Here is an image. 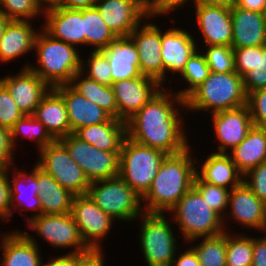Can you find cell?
<instances>
[{"label":"cell","mask_w":266,"mask_h":266,"mask_svg":"<svg viewBox=\"0 0 266 266\" xmlns=\"http://www.w3.org/2000/svg\"><path fill=\"white\" fill-rule=\"evenodd\" d=\"M184 110L185 99L179 97L173 87H162L126 121L127 137L168 155L179 154L191 147L184 126L187 121Z\"/></svg>","instance_id":"6da1fadb"},{"label":"cell","mask_w":266,"mask_h":266,"mask_svg":"<svg viewBox=\"0 0 266 266\" xmlns=\"http://www.w3.org/2000/svg\"><path fill=\"white\" fill-rule=\"evenodd\" d=\"M196 175V157L192 148L168 155L158 169L153 183L142 197L143 211L167 213L193 186Z\"/></svg>","instance_id":"7a4b0ae2"},{"label":"cell","mask_w":266,"mask_h":266,"mask_svg":"<svg viewBox=\"0 0 266 266\" xmlns=\"http://www.w3.org/2000/svg\"><path fill=\"white\" fill-rule=\"evenodd\" d=\"M34 51L36 66L26 61L22 68H30L50 88L69 84L73 76L81 71V51L52 38L42 28L35 37Z\"/></svg>","instance_id":"3957f363"},{"label":"cell","mask_w":266,"mask_h":266,"mask_svg":"<svg viewBox=\"0 0 266 266\" xmlns=\"http://www.w3.org/2000/svg\"><path fill=\"white\" fill-rule=\"evenodd\" d=\"M247 96L239 74L210 71L205 81L185 98V107L187 113L207 111L213 114L246 105Z\"/></svg>","instance_id":"277c9868"},{"label":"cell","mask_w":266,"mask_h":266,"mask_svg":"<svg viewBox=\"0 0 266 266\" xmlns=\"http://www.w3.org/2000/svg\"><path fill=\"white\" fill-rule=\"evenodd\" d=\"M166 214H171L172 224L178 225L177 232L185 245L197 238L214 237L225 232L223 219L194 186Z\"/></svg>","instance_id":"5b68a950"},{"label":"cell","mask_w":266,"mask_h":266,"mask_svg":"<svg viewBox=\"0 0 266 266\" xmlns=\"http://www.w3.org/2000/svg\"><path fill=\"white\" fill-rule=\"evenodd\" d=\"M166 213L144 212L139 220V247L147 266H170L177 251L176 231Z\"/></svg>","instance_id":"8992f818"},{"label":"cell","mask_w":266,"mask_h":266,"mask_svg":"<svg viewBox=\"0 0 266 266\" xmlns=\"http://www.w3.org/2000/svg\"><path fill=\"white\" fill-rule=\"evenodd\" d=\"M167 156L162 150L139 144L126 136L121 147L118 176L143 197Z\"/></svg>","instance_id":"52a82bcc"},{"label":"cell","mask_w":266,"mask_h":266,"mask_svg":"<svg viewBox=\"0 0 266 266\" xmlns=\"http://www.w3.org/2000/svg\"><path fill=\"white\" fill-rule=\"evenodd\" d=\"M87 195L116 221L132 222L144 211L139 196L119 176L90 183Z\"/></svg>","instance_id":"ba28073f"},{"label":"cell","mask_w":266,"mask_h":266,"mask_svg":"<svg viewBox=\"0 0 266 266\" xmlns=\"http://www.w3.org/2000/svg\"><path fill=\"white\" fill-rule=\"evenodd\" d=\"M35 164L51 175L64 189L73 195H86L90 186L82 168L71 158L66 147L59 141L42 148Z\"/></svg>","instance_id":"9c48e42d"},{"label":"cell","mask_w":266,"mask_h":266,"mask_svg":"<svg viewBox=\"0 0 266 266\" xmlns=\"http://www.w3.org/2000/svg\"><path fill=\"white\" fill-rule=\"evenodd\" d=\"M29 232L35 231L38 237L44 239L52 248L67 249V253L80 254L92 251L84 242L78 225L71 213L40 214L27 223ZM73 249L71 251V249Z\"/></svg>","instance_id":"30bf717a"},{"label":"cell","mask_w":266,"mask_h":266,"mask_svg":"<svg viewBox=\"0 0 266 266\" xmlns=\"http://www.w3.org/2000/svg\"><path fill=\"white\" fill-rule=\"evenodd\" d=\"M89 182L119 175L120 152H107L81 141L73 133L59 139Z\"/></svg>","instance_id":"8fae6325"},{"label":"cell","mask_w":266,"mask_h":266,"mask_svg":"<svg viewBox=\"0 0 266 266\" xmlns=\"http://www.w3.org/2000/svg\"><path fill=\"white\" fill-rule=\"evenodd\" d=\"M70 213L85 244L93 251L103 250L102 241L107 239L116 221L101 210L87 194L74 196Z\"/></svg>","instance_id":"7c38bea8"},{"label":"cell","mask_w":266,"mask_h":266,"mask_svg":"<svg viewBox=\"0 0 266 266\" xmlns=\"http://www.w3.org/2000/svg\"><path fill=\"white\" fill-rule=\"evenodd\" d=\"M244 229L258 230L266 233V204L262 202L242 181L229 192L228 208L223 218L225 231L231 230L229 220ZM227 227V228H226Z\"/></svg>","instance_id":"4fadbf2b"},{"label":"cell","mask_w":266,"mask_h":266,"mask_svg":"<svg viewBox=\"0 0 266 266\" xmlns=\"http://www.w3.org/2000/svg\"><path fill=\"white\" fill-rule=\"evenodd\" d=\"M161 29V51L160 55L163 62V87L167 85V73H173L172 79L179 75L187 63L188 59L201 47L197 38L192 35L193 32L186 31L185 28L178 27ZM197 39V40H195ZM198 44V45H197Z\"/></svg>","instance_id":"5bb4252c"},{"label":"cell","mask_w":266,"mask_h":266,"mask_svg":"<svg viewBox=\"0 0 266 266\" xmlns=\"http://www.w3.org/2000/svg\"><path fill=\"white\" fill-rule=\"evenodd\" d=\"M151 20H154L153 17L148 16L129 36L138 50L141 74L156 80L163 86V62L160 55L161 29Z\"/></svg>","instance_id":"9a60e30c"},{"label":"cell","mask_w":266,"mask_h":266,"mask_svg":"<svg viewBox=\"0 0 266 266\" xmlns=\"http://www.w3.org/2000/svg\"><path fill=\"white\" fill-rule=\"evenodd\" d=\"M213 132L217 140V153L228 154L237 147L253 127L249 108L246 105L210 114ZM229 150V151H228Z\"/></svg>","instance_id":"2e32d148"},{"label":"cell","mask_w":266,"mask_h":266,"mask_svg":"<svg viewBox=\"0 0 266 266\" xmlns=\"http://www.w3.org/2000/svg\"><path fill=\"white\" fill-rule=\"evenodd\" d=\"M94 7L115 36H129L148 17L140 0H96Z\"/></svg>","instance_id":"e0dca14e"},{"label":"cell","mask_w":266,"mask_h":266,"mask_svg":"<svg viewBox=\"0 0 266 266\" xmlns=\"http://www.w3.org/2000/svg\"><path fill=\"white\" fill-rule=\"evenodd\" d=\"M43 26H40L52 38L64 41L81 50L85 45L84 9L76 10L61 6L44 9Z\"/></svg>","instance_id":"ac0fdd59"},{"label":"cell","mask_w":266,"mask_h":266,"mask_svg":"<svg viewBox=\"0 0 266 266\" xmlns=\"http://www.w3.org/2000/svg\"><path fill=\"white\" fill-rule=\"evenodd\" d=\"M162 87L156 80L143 75L112 83L118 106V119L126 122Z\"/></svg>","instance_id":"d6986e66"},{"label":"cell","mask_w":266,"mask_h":266,"mask_svg":"<svg viewBox=\"0 0 266 266\" xmlns=\"http://www.w3.org/2000/svg\"><path fill=\"white\" fill-rule=\"evenodd\" d=\"M3 86L24 115H33L42 98L51 89L30 68H21L17 74H7Z\"/></svg>","instance_id":"ffe728a7"},{"label":"cell","mask_w":266,"mask_h":266,"mask_svg":"<svg viewBox=\"0 0 266 266\" xmlns=\"http://www.w3.org/2000/svg\"><path fill=\"white\" fill-rule=\"evenodd\" d=\"M193 9L196 13L193 15L195 24L205 43L203 46H231V7L195 4Z\"/></svg>","instance_id":"44dd1931"},{"label":"cell","mask_w":266,"mask_h":266,"mask_svg":"<svg viewBox=\"0 0 266 266\" xmlns=\"http://www.w3.org/2000/svg\"><path fill=\"white\" fill-rule=\"evenodd\" d=\"M0 236L1 266H42L40 245L36 234L24 230H12Z\"/></svg>","instance_id":"7402d4cb"},{"label":"cell","mask_w":266,"mask_h":266,"mask_svg":"<svg viewBox=\"0 0 266 266\" xmlns=\"http://www.w3.org/2000/svg\"><path fill=\"white\" fill-rule=\"evenodd\" d=\"M64 99L72 133L85 126L108 122L112 116L75 91L69 84L54 88Z\"/></svg>","instance_id":"603a6c76"},{"label":"cell","mask_w":266,"mask_h":266,"mask_svg":"<svg viewBox=\"0 0 266 266\" xmlns=\"http://www.w3.org/2000/svg\"><path fill=\"white\" fill-rule=\"evenodd\" d=\"M102 52L111 67L112 83L142 75L138 50L130 36H116Z\"/></svg>","instance_id":"cb8c5ba5"},{"label":"cell","mask_w":266,"mask_h":266,"mask_svg":"<svg viewBox=\"0 0 266 266\" xmlns=\"http://www.w3.org/2000/svg\"><path fill=\"white\" fill-rule=\"evenodd\" d=\"M233 49L266 45L264 14L231 6Z\"/></svg>","instance_id":"d4e9b609"},{"label":"cell","mask_w":266,"mask_h":266,"mask_svg":"<svg viewBox=\"0 0 266 266\" xmlns=\"http://www.w3.org/2000/svg\"><path fill=\"white\" fill-rule=\"evenodd\" d=\"M9 184L12 212L18 211L26 222L39 216L41 214V201L37 179L30 172L23 171L15 165L9 167ZM25 210L33 211V213L31 216L26 215L22 212Z\"/></svg>","instance_id":"484cf974"},{"label":"cell","mask_w":266,"mask_h":266,"mask_svg":"<svg viewBox=\"0 0 266 266\" xmlns=\"http://www.w3.org/2000/svg\"><path fill=\"white\" fill-rule=\"evenodd\" d=\"M195 157L196 175L202 181L229 190L243 181V175L237 170L229 154L212 151L205 160H197V155Z\"/></svg>","instance_id":"4316f807"},{"label":"cell","mask_w":266,"mask_h":266,"mask_svg":"<svg viewBox=\"0 0 266 266\" xmlns=\"http://www.w3.org/2000/svg\"><path fill=\"white\" fill-rule=\"evenodd\" d=\"M39 30L31 21L12 20L0 39V64L7 65L12 60L33 52L35 37Z\"/></svg>","instance_id":"83f0119b"},{"label":"cell","mask_w":266,"mask_h":266,"mask_svg":"<svg viewBox=\"0 0 266 266\" xmlns=\"http://www.w3.org/2000/svg\"><path fill=\"white\" fill-rule=\"evenodd\" d=\"M33 116L45 126L54 140L72 134L65 101L54 88L42 98Z\"/></svg>","instance_id":"f1b7e54d"},{"label":"cell","mask_w":266,"mask_h":266,"mask_svg":"<svg viewBox=\"0 0 266 266\" xmlns=\"http://www.w3.org/2000/svg\"><path fill=\"white\" fill-rule=\"evenodd\" d=\"M81 141L107 152H121L127 136L126 122L112 117L108 122L85 126L73 133Z\"/></svg>","instance_id":"f546056e"},{"label":"cell","mask_w":266,"mask_h":266,"mask_svg":"<svg viewBox=\"0 0 266 266\" xmlns=\"http://www.w3.org/2000/svg\"><path fill=\"white\" fill-rule=\"evenodd\" d=\"M29 172L37 179L41 201V214H65L71 212L75 195L64 189L51 175L35 164Z\"/></svg>","instance_id":"4dcf8cb0"},{"label":"cell","mask_w":266,"mask_h":266,"mask_svg":"<svg viewBox=\"0 0 266 266\" xmlns=\"http://www.w3.org/2000/svg\"><path fill=\"white\" fill-rule=\"evenodd\" d=\"M228 154L243 176L266 162V128L253 125L245 139Z\"/></svg>","instance_id":"1f68e13d"},{"label":"cell","mask_w":266,"mask_h":266,"mask_svg":"<svg viewBox=\"0 0 266 266\" xmlns=\"http://www.w3.org/2000/svg\"><path fill=\"white\" fill-rule=\"evenodd\" d=\"M69 85L79 94L104 109L112 117L118 118V106L112 86L100 84L81 71L73 76Z\"/></svg>","instance_id":"d6a6232c"},{"label":"cell","mask_w":266,"mask_h":266,"mask_svg":"<svg viewBox=\"0 0 266 266\" xmlns=\"http://www.w3.org/2000/svg\"><path fill=\"white\" fill-rule=\"evenodd\" d=\"M20 136L33 140L38 151L54 141L45 126L33 115H24L10 129V141L14 150L18 147Z\"/></svg>","instance_id":"836d02e7"},{"label":"cell","mask_w":266,"mask_h":266,"mask_svg":"<svg viewBox=\"0 0 266 266\" xmlns=\"http://www.w3.org/2000/svg\"><path fill=\"white\" fill-rule=\"evenodd\" d=\"M85 46L102 51L116 36L102 20L95 7L84 9Z\"/></svg>","instance_id":"e575fe53"},{"label":"cell","mask_w":266,"mask_h":266,"mask_svg":"<svg viewBox=\"0 0 266 266\" xmlns=\"http://www.w3.org/2000/svg\"><path fill=\"white\" fill-rule=\"evenodd\" d=\"M193 241H197V244ZM188 243L190 246L195 243L191 248L201 266H226V231L221 235L197 238Z\"/></svg>","instance_id":"d590c367"},{"label":"cell","mask_w":266,"mask_h":266,"mask_svg":"<svg viewBox=\"0 0 266 266\" xmlns=\"http://www.w3.org/2000/svg\"><path fill=\"white\" fill-rule=\"evenodd\" d=\"M226 231V266H252L253 236Z\"/></svg>","instance_id":"8d00e7d4"},{"label":"cell","mask_w":266,"mask_h":266,"mask_svg":"<svg viewBox=\"0 0 266 266\" xmlns=\"http://www.w3.org/2000/svg\"><path fill=\"white\" fill-rule=\"evenodd\" d=\"M210 68L207 65L204 54L198 49L187 61L183 71L178 78L181 83L183 81L187 87L180 91L177 90V95L185 99L195 88L202 84L209 76Z\"/></svg>","instance_id":"74e56055"},{"label":"cell","mask_w":266,"mask_h":266,"mask_svg":"<svg viewBox=\"0 0 266 266\" xmlns=\"http://www.w3.org/2000/svg\"><path fill=\"white\" fill-rule=\"evenodd\" d=\"M89 56L81 58V72L96 82L112 86L111 67L102 51H89Z\"/></svg>","instance_id":"f35d334b"},{"label":"cell","mask_w":266,"mask_h":266,"mask_svg":"<svg viewBox=\"0 0 266 266\" xmlns=\"http://www.w3.org/2000/svg\"><path fill=\"white\" fill-rule=\"evenodd\" d=\"M0 12L10 20L34 22L43 18L44 9L36 0H0Z\"/></svg>","instance_id":"ab89813d"},{"label":"cell","mask_w":266,"mask_h":266,"mask_svg":"<svg viewBox=\"0 0 266 266\" xmlns=\"http://www.w3.org/2000/svg\"><path fill=\"white\" fill-rule=\"evenodd\" d=\"M193 186L199 191L211 209L223 219L228 208L230 190L204 182L197 175L194 177Z\"/></svg>","instance_id":"60d3db41"},{"label":"cell","mask_w":266,"mask_h":266,"mask_svg":"<svg viewBox=\"0 0 266 266\" xmlns=\"http://www.w3.org/2000/svg\"><path fill=\"white\" fill-rule=\"evenodd\" d=\"M204 54L210 71L216 73L235 72L234 53L231 46H204Z\"/></svg>","instance_id":"b9f144b4"},{"label":"cell","mask_w":266,"mask_h":266,"mask_svg":"<svg viewBox=\"0 0 266 266\" xmlns=\"http://www.w3.org/2000/svg\"><path fill=\"white\" fill-rule=\"evenodd\" d=\"M242 79L247 95L258 89L266 88V45L256 46L255 67Z\"/></svg>","instance_id":"7bdbcfd3"},{"label":"cell","mask_w":266,"mask_h":266,"mask_svg":"<svg viewBox=\"0 0 266 266\" xmlns=\"http://www.w3.org/2000/svg\"><path fill=\"white\" fill-rule=\"evenodd\" d=\"M23 116L9 91L3 87L0 90V126L10 130Z\"/></svg>","instance_id":"ee69618b"},{"label":"cell","mask_w":266,"mask_h":266,"mask_svg":"<svg viewBox=\"0 0 266 266\" xmlns=\"http://www.w3.org/2000/svg\"><path fill=\"white\" fill-rule=\"evenodd\" d=\"M247 106L253 125L266 128V88L248 94Z\"/></svg>","instance_id":"f6af8a7d"},{"label":"cell","mask_w":266,"mask_h":266,"mask_svg":"<svg viewBox=\"0 0 266 266\" xmlns=\"http://www.w3.org/2000/svg\"><path fill=\"white\" fill-rule=\"evenodd\" d=\"M251 191L266 204V162L252 168L243 176Z\"/></svg>","instance_id":"bcb514c9"},{"label":"cell","mask_w":266,"mask_h":266,"mask_svg":"<svg viewBox=\"0 0 266 266\" xmlns=\"http://www.w3.org/2000/svg\"><path fill=\"white\" fill-rule=\"evenodd\" d=\"M11 190L9 184V167H0V219L3 223L11 221Z\"/></svg>","instance_id":"7dc6e473"},{"label":"cell","mask_w":266,"mask_h":266,"mask_svg":"<svg viewBox=\"0 0 266 266\" xmlns=\"http://www.w3.org/2000/svg\"><path fill=\"white\" fill-rule=\"evenodd\" d=\"M197 0H150L148 5L146 6L147 14L148 16L153 17L156 19L158 16H166L170 15L172 11H177L180 7H185L187 6L188 3L190 2L193 5L196 4ZM188 2V3H187Z\"/></svg>","instance_id":"c3c4849f"},{"label":"cell","mask_w":266,"mask_h":266,"mask_svg":"<svg viewBox=\"0 0 266 266\" xmlns=\"http://www.w3.org/2000/svg\"><path fill=\"white\" fill-rule=\"evenodd\" d=\"M235 72L243 77L252 71L256 61V46L233 49Z\"/></svg>","instance_id":"681fc988"},{"label":"cell","mask_w":266,"mask_h":266,"mask_svg":"<svg viewBox=\"0 0 266 266\" xmlns=\"http://www.w3.org/2000/svg\"><path fill=\"white\" fill-rule=\"evenodd\" d=\"M15 151L10 141V130L0 126V167H13Z\"/></svg>","instance_id":"f907efd6"},{"label":"cell","mask_w":266,"mask_h":266,"mask_svg":"<svg viewBox=\"0 0 266 266\" xmlns=\"http://www.w3.org/2000/svg\"><path fill=\"white\" fill-rule=\"evenodd\" d=\"M185 251L179 249L170 266H201L195 251L188 245ZM179 252V253H178Z\"/></svg>","instance_id":"816d5d0a"},{"label":"cell","mask_w":266,"mask_h":266,"mask_svg":"<svg viewBox=\"0 0 266 266\" xmlns=\"http://www.w3.org/2000/svg\"><path fill=\"white\" fill-rule=\"evenodd\" d=\"M252 266H266V234L253 237Z\"/></svg>","instance_id":"f5cc1de1"},{"label":"cell","mask_w":266,"mask_h":266,"mask_svg":"<svg viewBox=\"0 0 266 266\" xmlns=\"http://www.w3.org/2000/svg\"><path fill=\"white\" fill-rule=\"evenodd\" d=\"M86 253L73 254L66 253L58 255L57 257L53 256L47 260L48 262L42 263V266H76V262Z\"/></svg>","instance_id":"db71d44e"},{"label":"cell","mask_w":266,"mask_h":266,"mask_svg":"<svg viewBox=\"0 0 266 266\" xmlns=\"http://www.w3.org/2000/svg\"><path fill=\"white\" fill-rule=\"evenodd\" d=\"M103 250L101 251H90L84 254L77 262L76 266H107L105 265L106 258ZM105 258V259H104Z\"/></svg>","instance_id":"11a10c76"},{"label":"cell","mask_w":266,"mask_h":266,"mask_svg":"<svg viewBox=\"0 0 266 266\" xmlns=\"http://www.w3.org/2000/svg\"><path fill=\"white\" fill-rule=\"evenodd\" d=\"M235 5L239 8L262 14L266 10V0H236Z\"/></svg>","instance_id":"9f6ffc18"},{"label":"cell","mask_w":266,"mask_h":266,"mask_svg":"<svg viewBox=\"0 0 266 266\" xmlns=\"http://www.w3.org/2000/svg\"><path fill=\"white\" fill-rule=\"evenodd\" d=\"M96 0H61L58 6L69 9H89L94 7Z\"/></svg>","instance_id":"6f0895ef"},{"label":"cell","mask_w":266,"mask_h":266,"mask_svg":"<svg viewBox=\"0 0 266 266\" xmlns=\"http://www.w3.org/2000/svg\"><path fill=\"white\" fill-rule=\"evenodd\" d=\"M236 0H197L196 4L207 5V6H224L231 7L235 4Z\"/></svg>","instance_id":"680465c9"},{"label":"cell","mask_w":266,"mask_h":266,"mask_svg":"<svg viewBox=\"0 0 266 266\" xmlns=\"http://www.w3.org/2000/svg\"><path fill=\"white\" fill-rule=\"evenodd\" d=\"M7 16L0 12V39L3 37L6 26L11 22Z\"/></svg>","instance_id":"91938a15"},{"label":"cell","mask_w":266,"mask_h":266,"mask_svg":"<svg viewBox=\"0 0 266 266\" xmlns=\"http://www.w3.org/2000/svg\"><path fill=\"white\" fill-rule=\"evenodd\" d=\"M43 9L58 6L61 0H36Z\"/></svg>","instance_id":"94428289"},{"label":"cell","mask_w":266,"mask_h":266,"mask_svg":"<svg viewBox=\"0 0 266 266\" xmlns=\"http://www.w3.org/2000/svg\"><path fill=\"white\" fill-rule=\"evenodd\" d=\"M3 79L0 77V90L3 88Z\"/></svg>","instance_id":"6125c7cd"},{"label":"cell","mask_w":266,"mask_h":266,"mask_svg":"<svg viewBox=\"0 0 266 266\" xmlns=\"http://www.w3.org/2000/svg\"><path fill=\"white\" fill-rule=\"evenodd\" d=\"M141 2H143L146 6L148 5V3L150 2V0H140Z\"/></svg>","instance_id":"be15d7a7"},{"label":"cell","mask_w":266,"mask_h":266,"mask_svg":"<svg viewBox=\"0 0 266 266\" xmlns=\"http://www.w3.org/2000/svg\"><path fill=\"white\" fill-rule=\"evenodd\" d=\"M264 18H265V23H266V10L264 11Z\"/></svg>","instance_id":"e7e4bbea"}]
</instances>
